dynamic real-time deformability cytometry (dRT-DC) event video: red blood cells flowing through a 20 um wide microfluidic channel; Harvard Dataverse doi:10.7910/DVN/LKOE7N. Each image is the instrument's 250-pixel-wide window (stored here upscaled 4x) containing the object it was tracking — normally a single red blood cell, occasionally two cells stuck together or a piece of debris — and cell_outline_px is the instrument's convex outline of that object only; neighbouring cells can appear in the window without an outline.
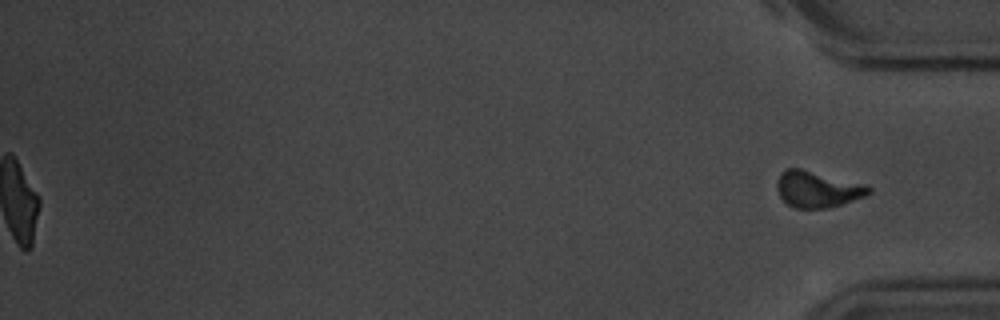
{"species": "common noctule bat (a hibernating species)", "species_latin": "Nyctalus noctula", "temperature_condition": "room temperature", "stored_images_in_passage": 55, "segment_of_instrument_passage": [2, 2], "camera_frame_rate_fps": 3000, "um_per_image_px": 0.085, "animal": {"sex": "male", "body_mass_g": 20.1, "forearm_length_mm": 53.5}, "frame": {"image": 1, "passage_image": 55, "time_ms": 18.0, "image_size_px": [1000, 320], "cell_outline_px": [[872, 192], [864, 196], [828, 208], [792, 208], [780, 196], [776, 188], [776, 184], [780, 172], [784, 168], [800, 168], [868, 184], [872, 188]], "centroid_in_image_um": [69.48, 16.06], "position_along_channel_um": 365.7, "area_um2": 19.59}}